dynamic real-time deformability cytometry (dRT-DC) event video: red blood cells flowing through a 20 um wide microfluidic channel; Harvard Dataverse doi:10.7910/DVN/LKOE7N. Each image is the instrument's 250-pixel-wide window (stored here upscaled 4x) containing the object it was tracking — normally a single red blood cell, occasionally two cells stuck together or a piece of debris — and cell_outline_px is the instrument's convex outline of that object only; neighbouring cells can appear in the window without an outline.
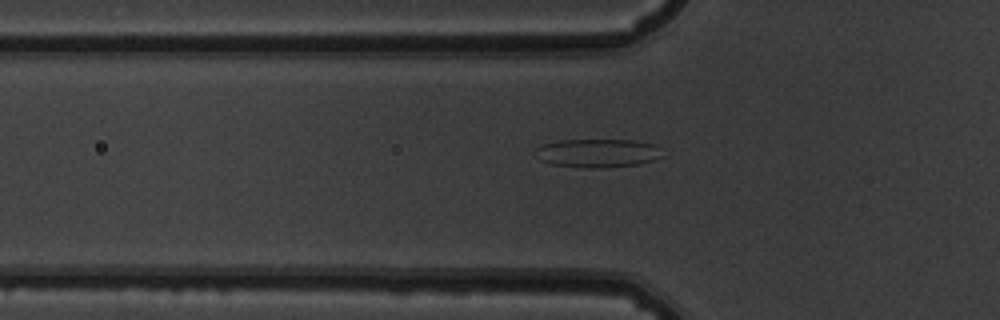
{"species": "common noctule bat (a hibernating species)", "species_latin": "Nyctalus noctula", "temperature_condition": "warm", "stored_images_in_passage": 44, "camera_frame_rate_fps": 3000, "um_per_image_px": 0.085, "animal": {"sex": "male", "body_mass_g": 19.5, "forearm_length_mm": 54.6}, "frame": {"image": 1, "passage_image": 10, "time_ms": 3.0, "image_size_px": [1000, 320], "cell_outline_px": [[664, 156], [640, 164], [596, 168], [588, 168], [552, 164], [540, 160], [536, 156], [536, 148], [544, 144], [560, 140], [632, 140], [656, 144]], "centroid_in_image_um": [50.82, 13.01], "position_along_channel_um": 75.0, "area_um2": 21.04}}
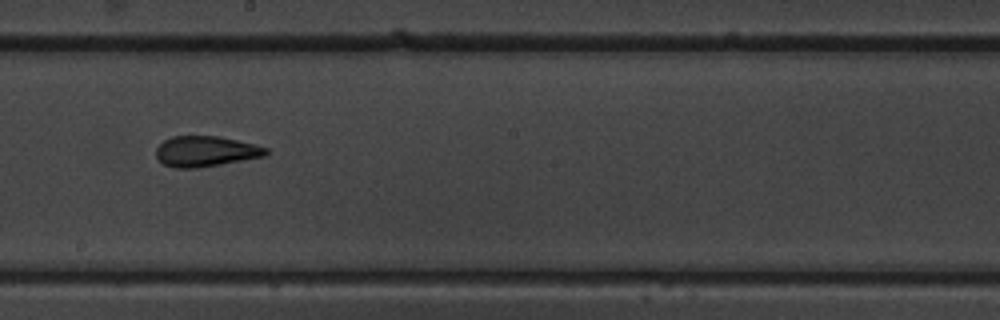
{"frame": {"image": 2, "passage_image": 22, "time_ms": 7.0, "image_size_px": [1000, 320], "cell_outline_px": [[268, 156], [196, 168], [176, 168], [164, 164], [156, 156], [156, 148], [164, 140], [172, 136], [220, 136], [256, 144], [268, 148]], "centroid_in_image_um": [17.52, 12.86], "position_along_channel_um": 230.7, "area_um2": 19.65}}
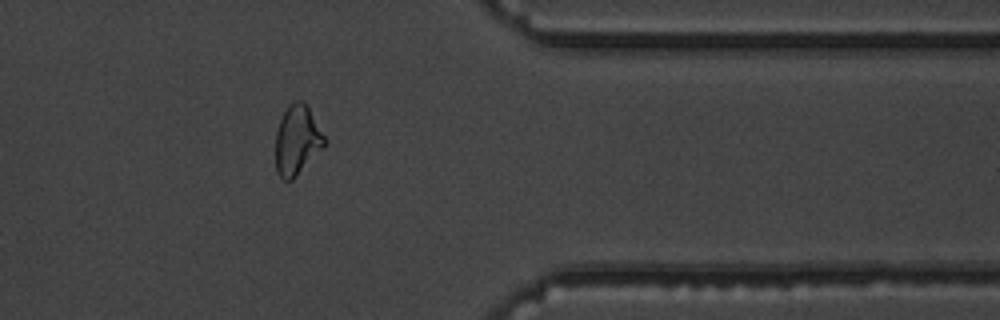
{"frame": {"image": 3, "passage_image": 35, "time_ms": 11.333, "image_size_px": [1000, 320], "cell_outline_px": [[328, 144], [292, 180], [284, 180], [276, 172], [276, 132], [280, 120], [288, 104], [296, 100], [304, 100], [308, 104], [328, 140]], "centroid_in_image_um": [25.3, 11.88], "position_along_channel_um": 386.1, "area_um2": 20.35}, "authors_computed_cell_mechanics": {"area_um2": 20.2589, "velocity_mm_per_s": 3.8887, "shape_relaxation_time_tau1_ms": null, "shape_relaxation_time_tau2_ms": 2.0035, "deformation_change_tau1": null, "deformation_change_tau2": 0.1029}}